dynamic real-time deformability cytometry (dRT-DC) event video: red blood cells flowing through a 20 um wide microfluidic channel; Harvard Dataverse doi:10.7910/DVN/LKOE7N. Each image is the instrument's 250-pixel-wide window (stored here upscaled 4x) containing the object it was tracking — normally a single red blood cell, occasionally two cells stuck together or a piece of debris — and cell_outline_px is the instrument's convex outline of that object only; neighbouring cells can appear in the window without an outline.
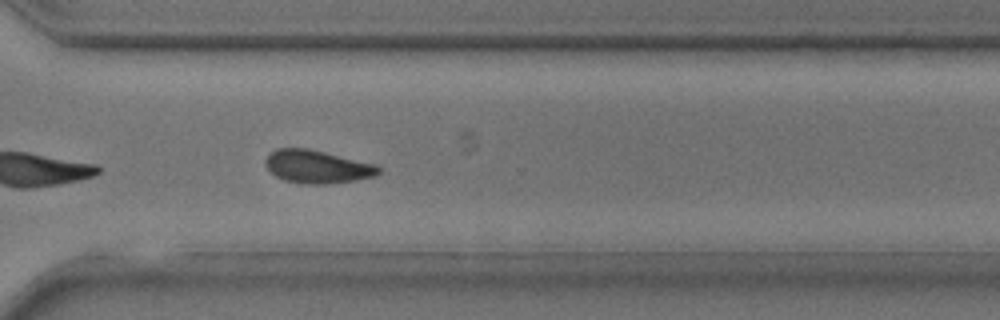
{"species": "common noctule bat (a hibernating species)", "species_latin": "Nyctalus noctula", "temperature_condition": "room temperature", "stored_images_in_passage": 33, "camera_frame_rate_fps": 3000, "um_per_image_px": 0.085, "animal": {"sex": "male", "body_mass_g": 17.9, "forearm_length_mm": 54.2}, "frame": {"image": 1, "passage_image": 24, "time_ms": 7.667, "image_size_px": [1000, 320], "cell_outline_px": [[380, 172], [376, 176], [356, 180], [328, 184], [308, 184], [284, 180], [276, 176], [264, 164], [264, 160], [276, 148], [308, 148], [376, 164], [380, 168]], "centroid_in_image_um": [26.98, 14.17], "position_along_channel_um": 343.6, "area_um2": 21.73}}
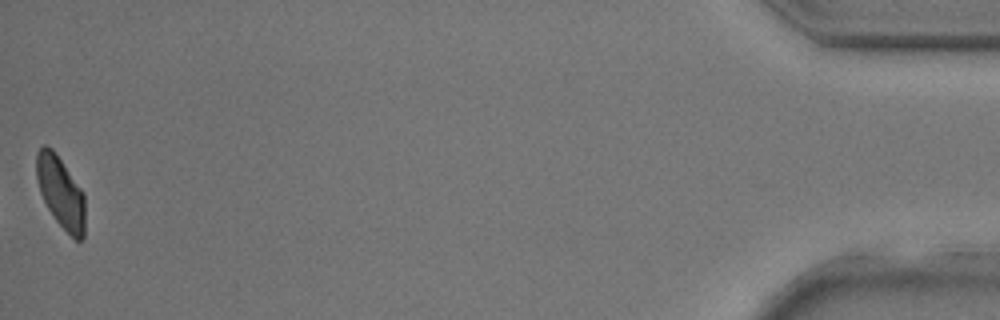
{"frame": {"image": 2, "passage_image": 33, "time_ms": 10.667, "image_size_px": [1000, 320], "cell_outline_px": [[84, 236], [80, 240], [76, 240], [56, 220], [48, 208], [40, 192], [36, 180], [36, 152], [44, 144], [52, 148], [84, 192]], "centroid_in_image_um": [5.14, 16.3], "position_along_channel_um": 430.1, "area_um2": 20.06}}